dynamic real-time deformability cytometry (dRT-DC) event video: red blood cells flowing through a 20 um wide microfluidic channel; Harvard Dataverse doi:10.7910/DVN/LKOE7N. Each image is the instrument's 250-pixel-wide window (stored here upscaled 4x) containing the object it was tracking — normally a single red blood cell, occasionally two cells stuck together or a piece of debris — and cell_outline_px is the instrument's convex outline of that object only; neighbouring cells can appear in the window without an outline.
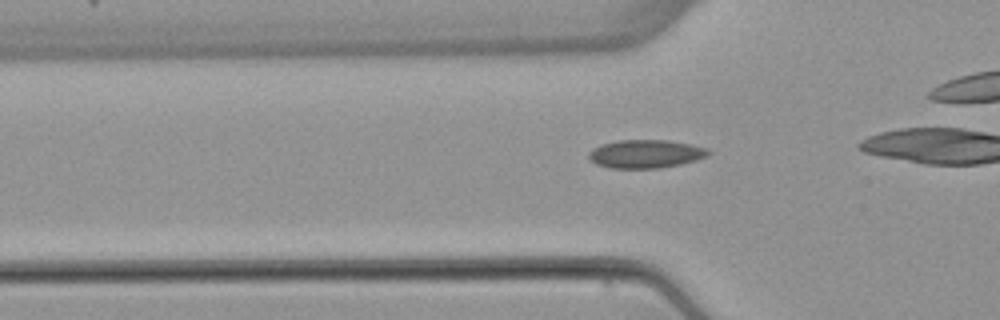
{"species": "common noctule bat (a hibernating species)", "species_latin": "Nyctalus noctula", "temperature_condition": "warm", "stored_images_in_passage": 38, "camera_frame_rate_fps": 3000, "um_per_image_px": 0.085, "animal": {"sex": "female", "body_mass_g": 22.7, "forearm_length_mm": 54.2}, "frame": {"image": 1, "passage_image": 13, "time_ms": 4.0, "image_size_px": [1000, 320], "cell_outline_px": [[712, 152], [708, 156], [696, 160], [680, 164], [660, 168], [612, 168], [596, 164], [588, 156], [588, 152], [592, 148], [600, 144], [620, 140], [668, 140], [708, 148]], "centroid_in_image_um": [54.88, 13.08], "position_along_channel_um": 70.9, "area_um2": 19.77}}
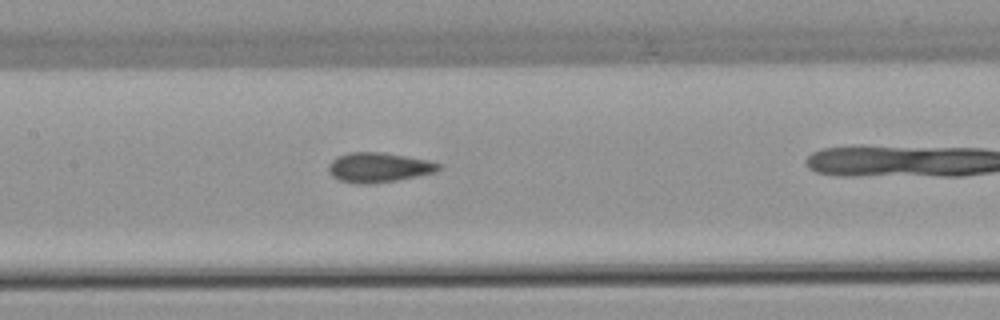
{"frame": {"image": 2, "passage_image": 21, "time_ms": 6.667, "image_size_px": [1000, 320], "cell_outline_px": [[444, 164], [436, 172], [396, 180], [372, 184], [352, 184], [340, 180], [332, 176], [328, 172], [328, 164], [332, 160], [348, 152], [384, 152], [428, 160]], "centroid_in_image_um": [32.19, 14.23], "position_along_channel_um": 175.2, "area_um2": 19.25}}
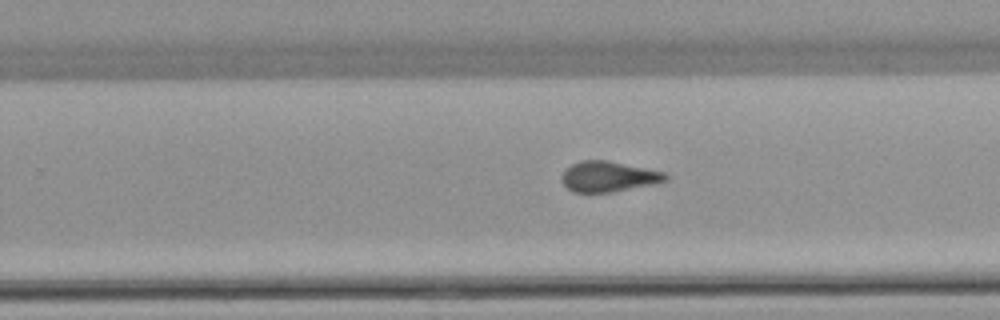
{"frame": {"image": 3, "passage_image": 29, "time_ms": 9.333, "image_size_px": [1000, 320], "cell_outline_px": [[668, 180], [656, 184], [612, 192], [572, 192], [560, 180], [560, 176], [572, 164], [580, 160], [608, 160], [668, 172]], "centroid_in_image_um": [51.77, 15.0], "position_along_channel_um": 278.0, "area_um2": 18.73}}